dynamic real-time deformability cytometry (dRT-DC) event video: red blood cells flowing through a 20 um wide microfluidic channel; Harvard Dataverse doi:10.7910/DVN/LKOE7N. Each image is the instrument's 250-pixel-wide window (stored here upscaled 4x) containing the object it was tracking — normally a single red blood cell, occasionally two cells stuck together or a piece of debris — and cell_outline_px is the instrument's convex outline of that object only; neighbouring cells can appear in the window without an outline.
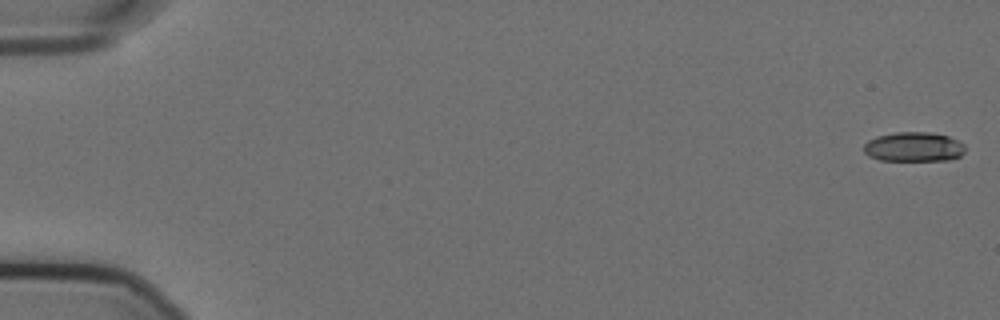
{"species": "Egyptian fruit bat (a non-hibernating species)", "species_latin": "Rousettus aegyptiacus", "temperature_condition": "cold", "stored_images_in_passage": 46, "camera_frame_rate_fps": 3000, "um_per_image_px": 0.085, "animal": {"sex": "female"}, "frame": {"image": 1, "passage_image": 1, "time_ms": 0.0, "image_size_px": [1000, 320], "cell_outline_px": [[964, 152], [960, 156], [948, 160], [880, 160], [868, 156], [864, 152], [864, 144], [868, 140], [876, 136], [896, 132], [928, 132], [948, 136], [964, 144]], "centroid_in_image_um": [77.64, 12.48], "position_along_channel_um": 7.4, "area_um2": 17.4}}
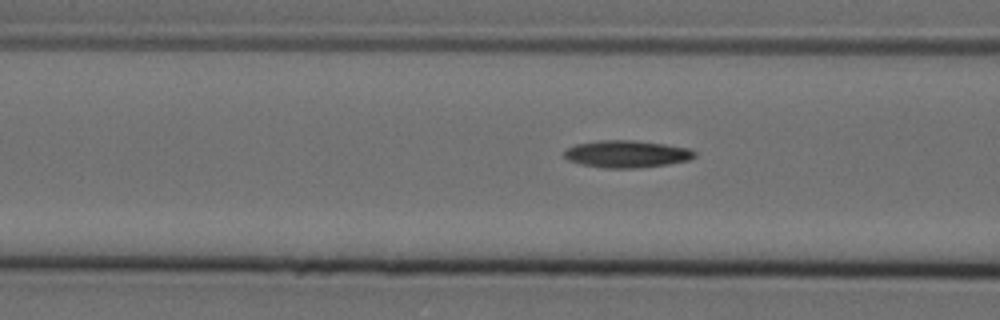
{"frame": {"image": 2, "passage_image": 23, "time_ms": 7.333, "image_size_px": [1000, 320], "cell_outline_px": [[696, 156], [688, 160], [668, 164], [640, 168], [604, 168], [580, 164], [568, 160], [564, 156], [564, 152], [568, 148], [576, 144], [600, 140], [636, 140], [664, 144], [688, 148], [696, 152]], "centroid_in_image_um": [53.27, 13.09], "position_along_channel_um": 113.3, "area_um2": 20.69}}
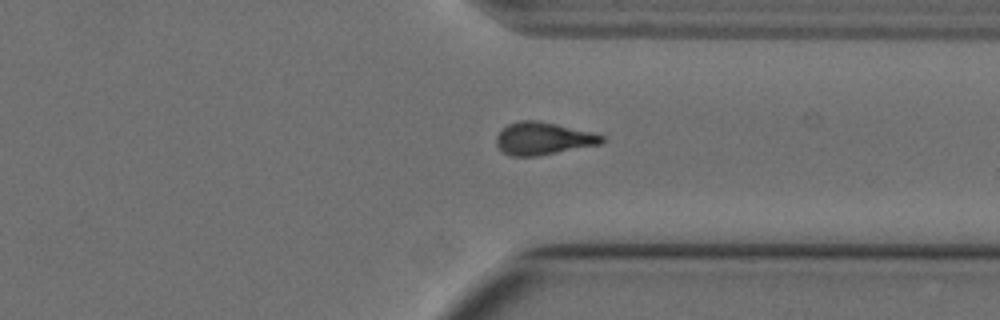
{"frame": {"image": 3, "passage_image": 44, "time_ms": 14.333, "image_size_px": [1000, 320], "cell_outline_px": [[604, 140], [600, 144], [536, 156], [512, 156], [504, 152], [496, 144], [496, 136], [500, 128], [508, 124], [520, 120], [536, 120], [556, 124], [592, 132], [604, 136]], "centroid_in_image_um": [46.13, 11.76], "position_along_channel_um": 365.3, "area_um2": 19.88}}